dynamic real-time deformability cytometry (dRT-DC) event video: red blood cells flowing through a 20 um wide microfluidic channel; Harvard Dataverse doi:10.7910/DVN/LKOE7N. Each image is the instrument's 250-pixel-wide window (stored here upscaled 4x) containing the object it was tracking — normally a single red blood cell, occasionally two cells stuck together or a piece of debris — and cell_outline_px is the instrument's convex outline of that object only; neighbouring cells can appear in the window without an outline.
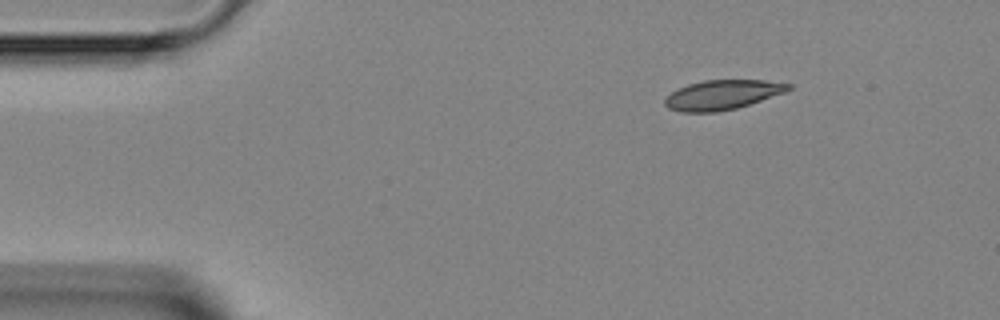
{"species": "Egyptian fruit bat (a non-hibernating species)", "species_latin": "Rousettus aegyptiacus", "temperature_condition": "room temperature", "stored_images_in_passage": 41, "camera_frame_rate_fps": 3000, "um_per_image_px": 0.085, "animal": {"sex": "female"}, "frame": {"image": 1, "passage_image": 1, "time_ms": 0.0, "image_size_px": [1000, 320], "cell_outline_px": [[792, 88], [784, 92], [736, 108], [716, 112], [680, 112], [668, 108], [664, 104], [664, 100], [672, 92], [688, 84], [704, 80], [764, 80], [792, 84]], "centroid_in_image_um": [61.38, 8.06], "position_along_channel_um": 23.6, "area_um2": 21.04}}
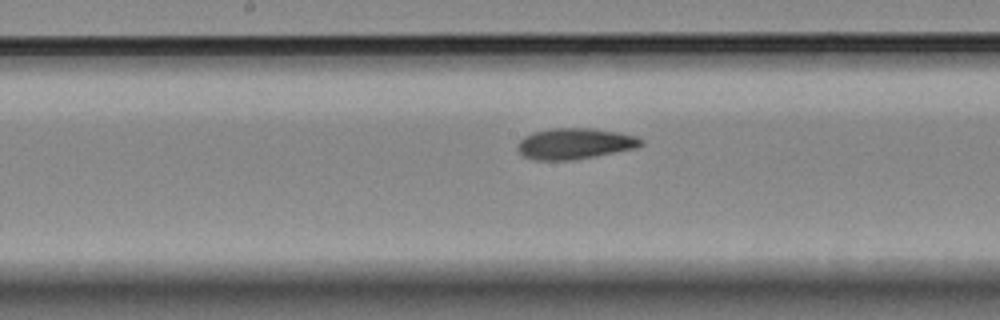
{"frame": {"image": 2, "passage_image": 18, "time_ms": 5.667, "image_size_px": [1000, 320], "cell_outline_px": [[644, 144], [636, 148], [576, 160], [532, 160], [524, 156], [516, 148], [516, 144], [524, 136], [532, 132], [552, 128], [592, 128], [620, 132], [636, 136], [644, 140]], "centroid_in_image_um": [48.86, 12.21], "position_along_channel_um": 199.3, "area_um2": 22.6}}
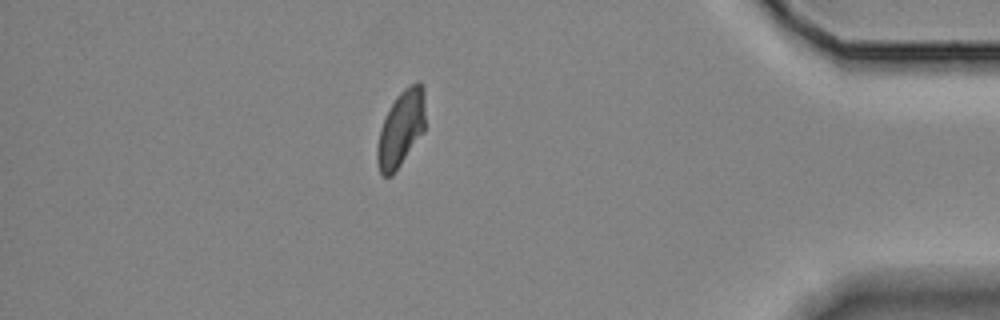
{"frame": {"image": 3, "passage_image": 35, "time_ms": 11.333, "image_size_px": [1000, 320], "cell_outline_px": [[424, 132], [392, 176], [384, 176], [380, 172], [376, 160], [376, 148], [380, 128], [396, 96], [404, 88], [420, 80], [424, 88]], "centroid_in_image_um": [34.08, 10.94], "position_along_channel_um": 401.1, "area_um2": 21.21}}